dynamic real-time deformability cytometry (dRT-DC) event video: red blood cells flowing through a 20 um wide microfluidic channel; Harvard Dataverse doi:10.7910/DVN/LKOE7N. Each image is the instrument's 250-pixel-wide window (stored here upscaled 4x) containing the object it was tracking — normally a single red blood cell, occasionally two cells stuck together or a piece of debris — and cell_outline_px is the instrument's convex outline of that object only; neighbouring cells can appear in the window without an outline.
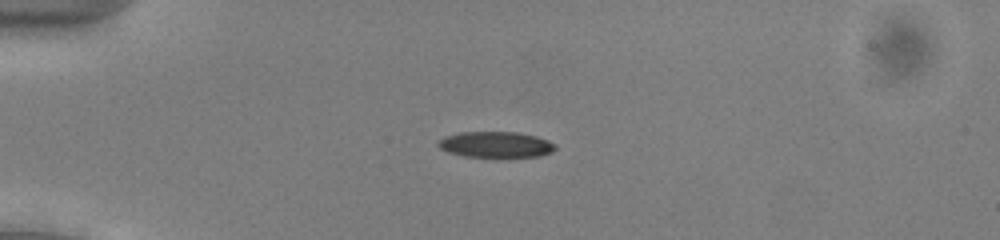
{"species": "common noctule bat (a hibernating species)", "species_latin": "Nyctalus noctula", "temperature_condition": "cold", "stored_images_in_passage": 42, "camera_frame_rate_fps": 3000, "um_per_image_px": 0.085, "animal": {"sex": "male", "body_mass_g": 13.0, "forearm_length_mm": 53.1}, "frame": {"image": 1, "passage_image": 3, "time_ms": 0.667, "image_size_px": [1000, 240], "cell_outline_px": [[556, 148], [552, 152], [540, 156], [464, 156], [448, 152], [440, 148], [436, 144], [444, 136], [460, 132], [516, 132], [536, 136], [548, 140], [556, 144]], "centroid_in_image_um": [42.14, 12.27], "position_along_channel_um": 42.9, "area_um2": 17.51}}
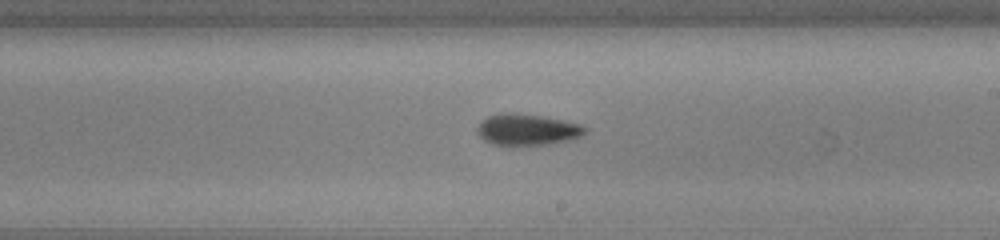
{"frame": {"image": 2, "passage_image": 21, "time_ms": 6.667, "image_size_px": [1000, 240], "cell_outline_px": [[588, 132], [576, 140], [548, 144], [512, 148], [508, 148], [492, 144], [484, 140], [476, 132], [476, 128], [488, 116], [504, 112], [540, 116], [580, 124], [588, 128]], "centroid_in_image_um": [44.83, 11.08], "position_along_channel_um": 244.2, "area_um2": 20.35}}
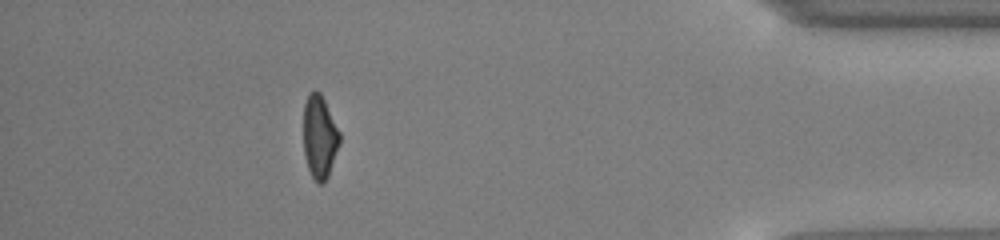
{"frame": {"image": 3, "passage_image": 37, "time_ms": 12.0, "image_size_px": [1000, 240], "cell_outline_px": [[340, 144], [328, 176], [320, 184], [316, 184], [308, 168], [304, 156], [304, 104], [308, 92], [320, 92], [340, 132]], "centroid_in_image_um": [27.16, 11.65], "position_along_channel_um": 408.0, "area_um2": 17.46}, "authors_computed_cell_mechanics": {"area_um2": 18.8139, "velocity_mm_per_s": 3.9206, "shape_relaxation_time_tau1_ms": 4.0055, "shape_relaxation_time_tau2_ms": 7.2935, "deformation_change_tau1": 0.1485, "deformation_change_tau2": 0.1434}}